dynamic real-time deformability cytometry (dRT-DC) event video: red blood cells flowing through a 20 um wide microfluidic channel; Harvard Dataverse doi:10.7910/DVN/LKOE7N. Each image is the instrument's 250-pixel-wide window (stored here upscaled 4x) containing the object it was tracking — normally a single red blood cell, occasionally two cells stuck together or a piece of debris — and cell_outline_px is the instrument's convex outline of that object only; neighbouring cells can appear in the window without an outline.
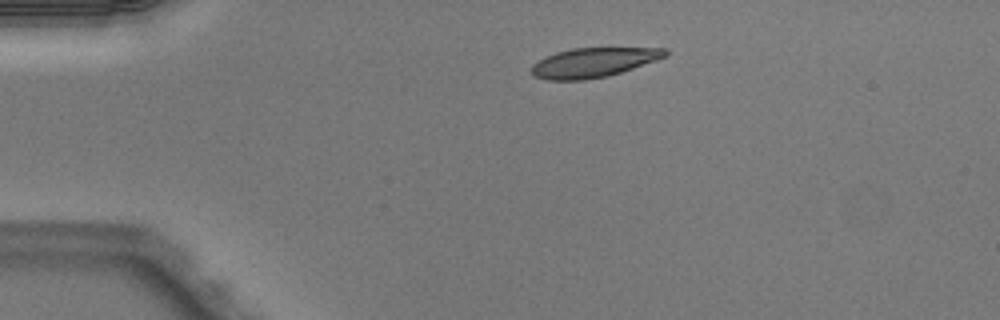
{"species": "Egyptian fruit bat (a non-hibernating species)", "species_latin": "Rousettus aegyptiacus", "temperature_condition": "warm", "stored_images_in_passage": 41, "camera_frame_rate_fps": 3000, "um_per_image_px": 0.085, "animal": {"sex": "male"}, "frame": {"image": 1, "passage_image": 1, "time_ms": 0.0, "image_size_px": [1000, 320], "cell_outline_px": [[668, 56], [608, 76], [584, 80], [548, 80], [532, 76], [532, 64], [556, 52], [572, 48], [668, 48]], "centroid_in_image_um": [50.44, 5.31], "position_along_channel_um": 34.6, "area_um2": 22.83}}
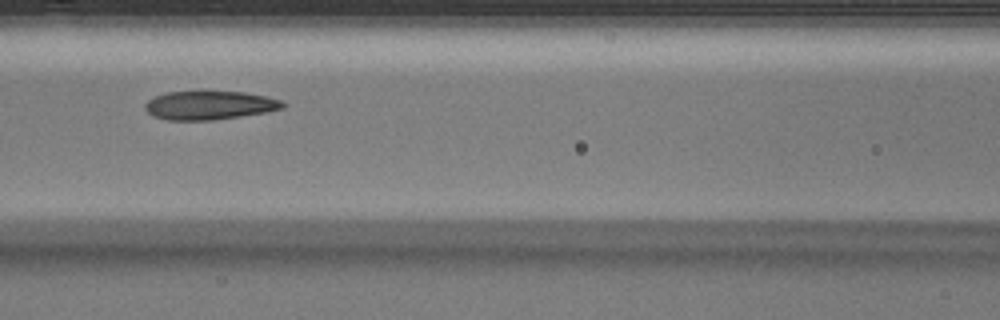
{"frame": {"image": 2, "passage_image": 13, "time_ms": 4.0, "image_size_px": [1000, 320], "cell_outline_px": [[288, 104], [284, 108], [264, 112], [216, 120], [168, 120], [152, 116], [144, 108], [144, 104], [148, 100], [156, 96], [168, 92], [244, 92], [264, 96], [280, 100]], "centroid_in_image_um": [17.8, 8.96], "position_along_channel_um": 148.8, "area_um2": 22.83}}
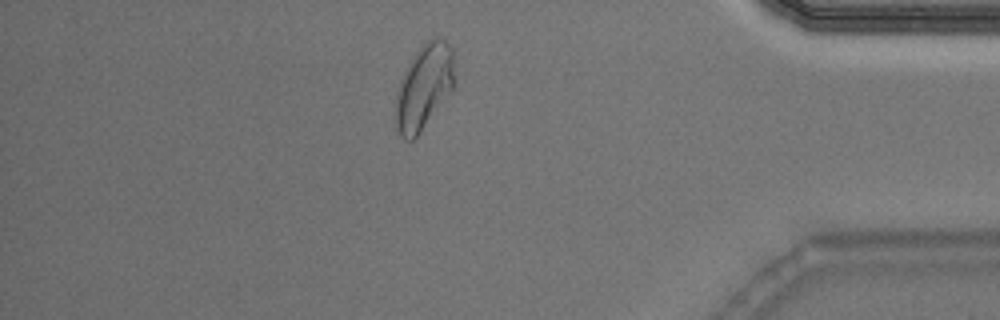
{"frame": {"image": 3, "passage_image": 34, "time_ms": 11.0, "image_size_px": [1000, 320], "cell_outline_px": [[456, 80], [452, 88], [420, 132], [412, 140], [404, 140], [400, 136], [396, 128], [396, 96], [400, 80], [408, 64], [416, 52], [428, 40], [444, 40], [452, 48]], "centroid_in_image_um": [36.04, 7.4], "position_along_channel_um": 399.2, "area_um2": 28.55}, "authors_computed_cell_mechanics": {"area_um2": 24.5072, "velocity_mm_per_s": 4.0296, "shape_relaxation_time_tau1_ms": 6.3061, "shape_relaxation_time_tau2_ms": 1.677, "deformation_change_tau1": 0.1907, "deformation_change_tau2": 0.0803}}